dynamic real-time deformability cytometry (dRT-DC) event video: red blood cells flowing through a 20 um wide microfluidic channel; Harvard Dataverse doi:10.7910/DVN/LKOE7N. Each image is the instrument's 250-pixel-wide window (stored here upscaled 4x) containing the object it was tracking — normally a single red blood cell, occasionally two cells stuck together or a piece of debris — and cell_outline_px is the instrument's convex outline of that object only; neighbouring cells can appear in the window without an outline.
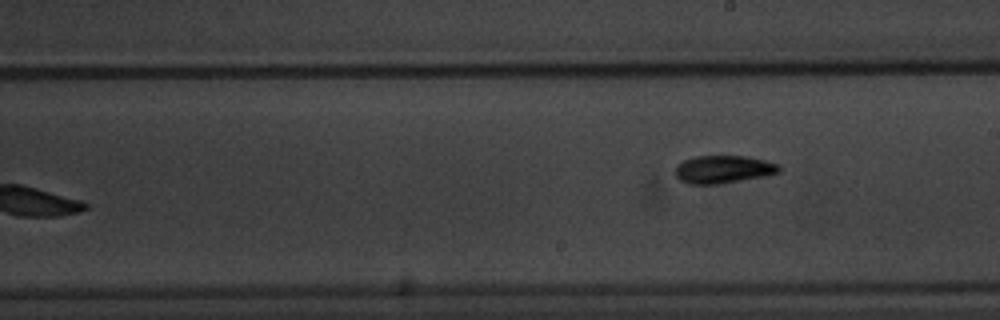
{"species": "common noctule bat (a hibernating species)", "species_latin": "Nyctalus noctula", "temperature_condition": "warm", "stored_images_in_passage": 10, "camera_frame_rate_fps": 3000, "um_per_image_px": 0.085, "animal": {"sex": "male", "body_mass_g": 20.1, "forearm_length_mm": 53.5}, "frame": {"image": 1, "passage_image": 10, "time_ms": 11.333, "image_size_px": [1000, 320], "cell_outline_px": [[780, 172], [764, 176], [720, 184], [688, 184], [680, 180], [676, 176], [676, 164], [684, 160], [696, 156], [744, 156], [764, 160], [780, 164]], "centroid_in_image_um": [61.47, 14.39], "position_along_channel_um": 227.5, "area_um2": 16.82}}